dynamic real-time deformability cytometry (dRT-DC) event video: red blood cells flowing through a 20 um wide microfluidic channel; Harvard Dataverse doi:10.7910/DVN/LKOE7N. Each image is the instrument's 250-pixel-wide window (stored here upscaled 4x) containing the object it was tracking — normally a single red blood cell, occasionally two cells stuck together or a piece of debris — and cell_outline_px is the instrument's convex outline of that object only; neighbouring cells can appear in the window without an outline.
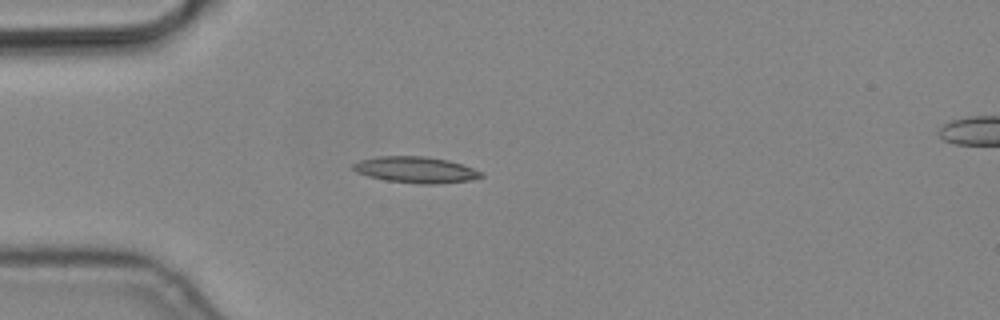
{"species": "common noctule bat (a hibernating species)", "species_latin": "Nyctalus noctula", "temperature_condition": "cold", "stored_images_in_passage": 1, "camera_frame_rate_fps": 3000, "um_per_image_px": 0.085, "animal": {"sex": "male", "body_mass_g": 19.2, "forearm_length_mm": 51.8}, "frame": {"image": 1, "passage_image": 1, "time_ms": 0.0, "image_size_px": [1000, 320], "cell_outline_px": [[484, 176], [468, 180], [436, 184], [420, 184], [384, 180], [368, 176], [356, 172], [352, 168], [352, 164], [360, 160], [380, 156], [428, 156], [448, 160], [484, 172]], "centroid_in_image_um": [35.32, 14.43], "position_along_channel_um": 49.7, "area_um2": 19.54}}